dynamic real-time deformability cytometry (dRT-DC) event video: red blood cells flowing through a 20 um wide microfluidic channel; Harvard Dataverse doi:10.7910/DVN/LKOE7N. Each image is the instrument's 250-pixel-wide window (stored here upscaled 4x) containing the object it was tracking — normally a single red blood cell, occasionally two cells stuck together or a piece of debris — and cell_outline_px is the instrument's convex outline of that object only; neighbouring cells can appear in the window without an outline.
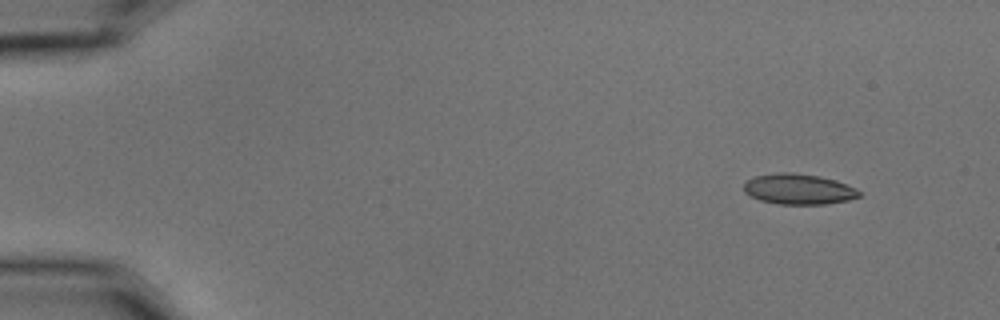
{"species": "common noctule bat (a hibernating species)", "species_latin": "Nyctalus noctula", "temperature_condition": "cold", "stored_images_in_passage": 3, "camera_frame_rate_fps": 3000, "um_per_image_px": 0.085, "animal": {"sex": "male", "body_mass_g": 15.6}, "frame": {"image": 1, "passage_image": 1, "time_ms": 0.0, "image_size_px": [1000, 320], "cell_outline_px": [[860, 196], [848, 200], [824, 204], [780, 204], [760, 200], [744, 192], [744, 184], [748, 180], [756, 176], [776, 172], [792, 172], [820, 176], [836, 180], [856, 188], [860, 192]], "centroid_in_image_um": [67.89, 16.07], "position_along_channel_um": 17.1, "area_um2": 20.46}}
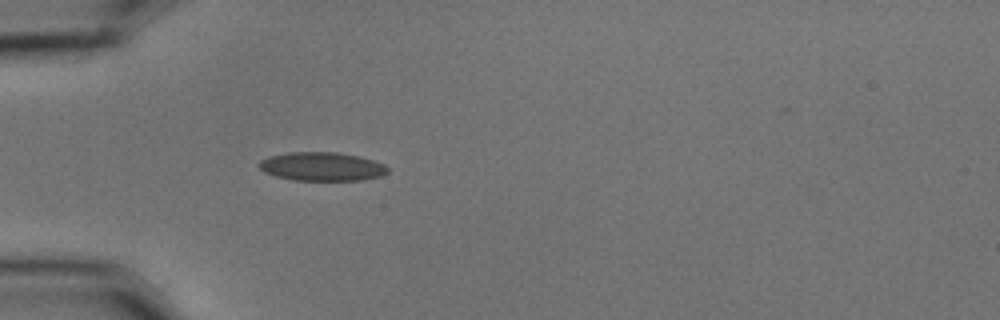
{"frame": {"image": 2, "passage_image": 3, "time_ms": 0.667, "image_size_px": [1000, 320], "cell_outline_px": [[388, 172], [380, 176], [360, 180], [292, 180], [276, 176], [264, 172], [256, 164], [260, 160], [268, 156], [288, 152], [336, 152], [356, 156], [372, 160], [384, 164], [388, 168]], "centroid_in_image_um": [27.31, 14.15], "position_along_channel_um": 57.7, "area_um2": 21.44}}